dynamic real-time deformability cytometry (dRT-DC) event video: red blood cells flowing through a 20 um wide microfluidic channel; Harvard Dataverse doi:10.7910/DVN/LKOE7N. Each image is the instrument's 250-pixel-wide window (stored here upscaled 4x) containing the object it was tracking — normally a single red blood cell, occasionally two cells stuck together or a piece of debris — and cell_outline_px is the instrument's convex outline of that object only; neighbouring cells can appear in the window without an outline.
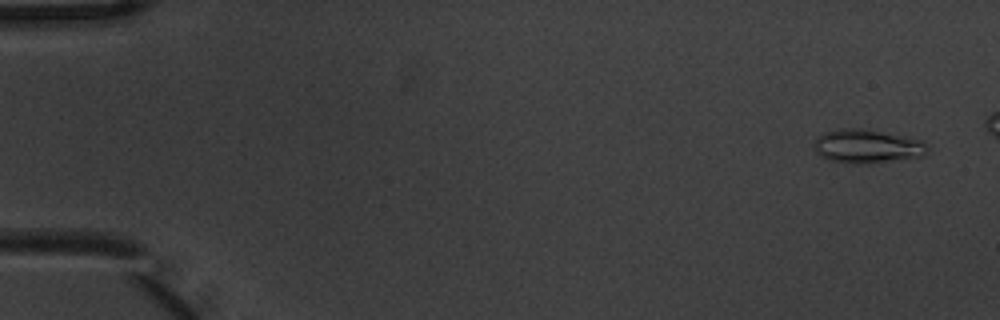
{"species": "common noctule bat (a hibernating species)", "species_latin": "Nyctalus noctula", "temperature_condition": "warm", "stored_images_in_passage": 6, "segment_of_instrument_passage": [1, 2], "camera_frame_rate_fps": 3000, "um_per_image_px": 0.085, "animal": {"sex": "male", "body_mass_g": 20.1, "forearm_length_mm": 53.5}, "frame": {"image": 1, "passage_image": 1, "time_ms": 0.0, "image_size_px": [1000, 320], "cell_outline_px": [[928, 148], [924, 156], [868, 164], [852, 164], [832, 160], [820, 156], [816, 152], [812, 144], [816, 136], [824, 132], [836, 128], [856, 128], [880, 132], [920, 140]], "centroid_in_image_um": [73.62, 12.44], "position_along_channel_um": 11.4, "area_um2": 22.2}}
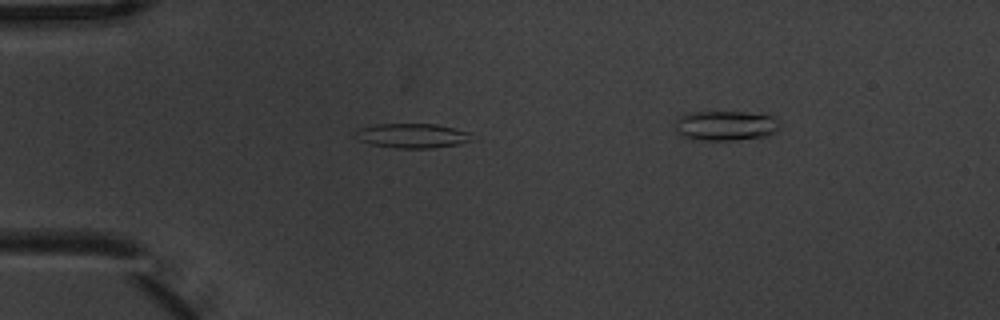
{"frame": {"image": 2, "passage_image": 5, "time_ms": 1.333, "image_size_px": [1000, 320], "cell_outline_px": [[468, 140], [460, 144], [432, 148], [396, 148], [372, 144], [360, 140], [356, 132], [356, 128], [376, 124], [436, 124], [468, 132]], "centroid_in_image_um": [34.98, 11.53], "position_along_channel_um": 50.0, "area_um2": 16.24}}